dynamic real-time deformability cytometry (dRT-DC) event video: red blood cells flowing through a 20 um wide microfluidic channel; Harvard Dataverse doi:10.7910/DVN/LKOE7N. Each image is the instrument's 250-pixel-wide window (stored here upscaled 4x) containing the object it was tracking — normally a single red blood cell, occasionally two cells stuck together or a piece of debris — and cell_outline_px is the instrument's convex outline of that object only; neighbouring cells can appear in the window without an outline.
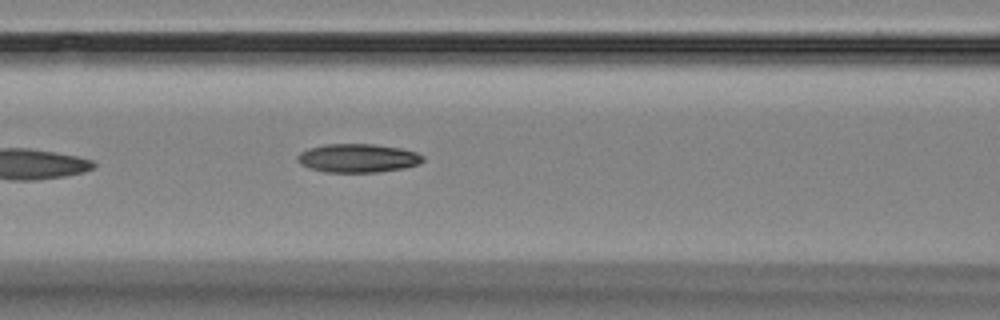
{"species": "Egyptian fruit bat (a non-hibernating species)", "species_latin": "Rousettus aegyptiacus", "temperature_condition": "room temperature", "stored_images_in_passage": 5, "camera_frame_rate_fps": 3000, "um_per_image_px": 0.085, "animal": {"sex": "female"}, "frame": {"image": 1, "passage_image": 5, "time_ms": 4.667, "image_size_px": [1000, 320], "cell_outline_px": [[424, 160], [420, 164], [404, 168], [376, 172], [328, 172], [308, 168], [300, 164], [296, 160], [296, 156], [300, 152], [308, 148], [324, 144], [376, 144], [400, 148], [416, 152], [424, 156]], "centroid_in_image_um": [30.4, 13.43], "position_along_channel_um": 136.2, "area_um2": 21.1}}